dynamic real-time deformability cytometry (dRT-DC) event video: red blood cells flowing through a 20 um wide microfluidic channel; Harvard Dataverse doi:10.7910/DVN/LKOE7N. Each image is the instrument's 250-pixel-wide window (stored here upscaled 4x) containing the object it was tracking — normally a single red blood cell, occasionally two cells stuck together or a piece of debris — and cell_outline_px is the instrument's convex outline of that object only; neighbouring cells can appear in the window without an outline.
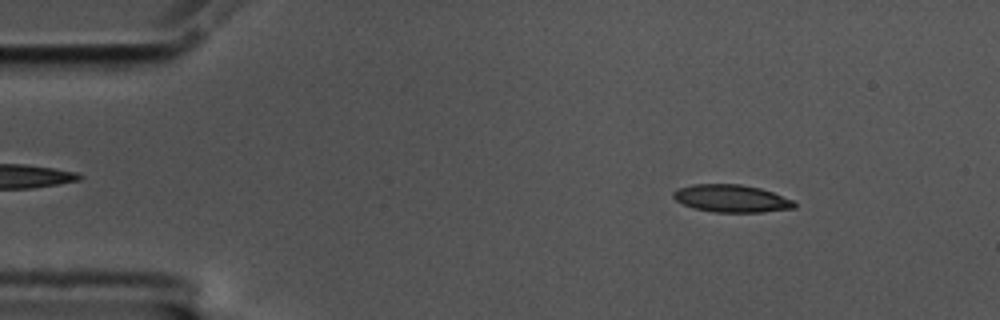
{"species": "common noctule bat (a hibernating species)", "species_latin": "Nyctalus noctula", "temperature_condition": "cold", "stored_images_in_passage": 33, "camera_frame_rate_fps": 3000, "um_per_image_px": 0.085, "animal": {"sex": "male", "body_mass_g": 17.5, "forearm_length_mm": 52.3}, "frame": {"image": 1, "passage_image": 7, "time_ms": 2.0, "image_size_px": [1000, 320], "cell_outline_px": [[796, 208], [760, 212], [712, 212], [692, 208], [676, 200], [672, 196], [672, 192], [676, 188], [692, 184], [740, 184], [760, 188], [796, 200]], "centroid_in_image_um": [62.17, 16.87], "position_along_channel_um": 22.8, "area_um2": 19.65}}
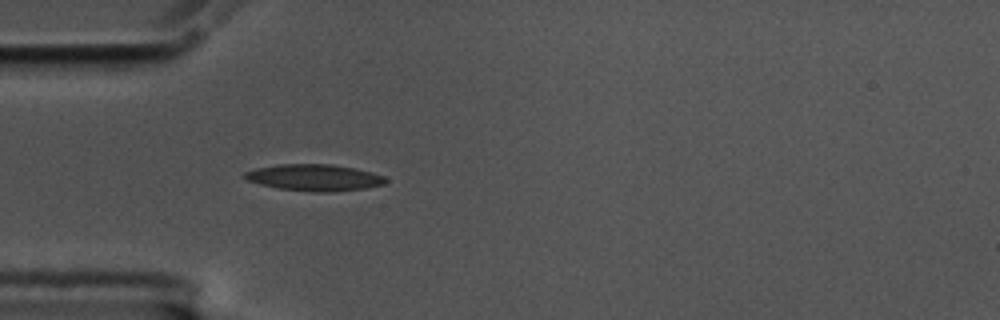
{"frame": {"image": 2, "passage_image": 16, "time_ms": 5.0, "image_size_px": [1000, 320], "cell_outline_px": [[388, 180], [384, 184], [368, 188], [332, 192], [312, 192], [276, 188], [260, 184], [248, 180], [244, 176], [244, 172], [256, 168], [280, 164], [332, 164], [372, 172], [384, 176]], "centroid_in_image_um": [26.74, 15.1], "position_along_channel_um": 58.3, "area_um2": 21.85}}
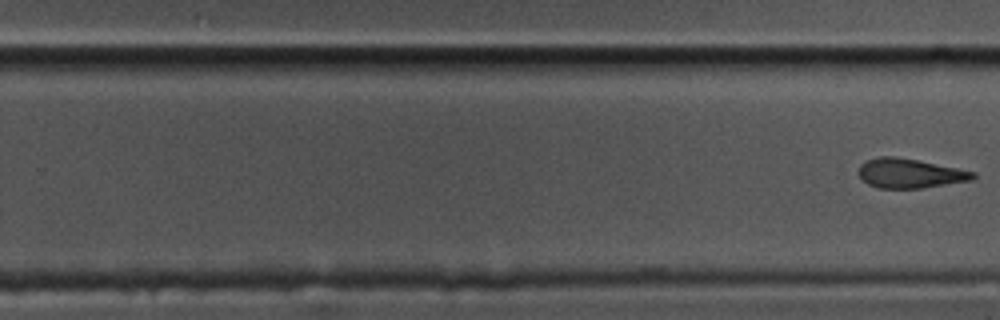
{"frame": {"image": 3, "passage_image": 33, "time_ms": 10.667, "image_size_px": [1000, 320], "cell_outline_px": [[976, 176], [972, 180], [920, 188], [876, 188], [868, 184], [860, 176], [860, 164], [876, 156], [896, 156], [976, 172]], "centroid_in_image_um": [77.32, 14.73], "position_along_channel_um": 252.5, "area_um2": 19.36}}